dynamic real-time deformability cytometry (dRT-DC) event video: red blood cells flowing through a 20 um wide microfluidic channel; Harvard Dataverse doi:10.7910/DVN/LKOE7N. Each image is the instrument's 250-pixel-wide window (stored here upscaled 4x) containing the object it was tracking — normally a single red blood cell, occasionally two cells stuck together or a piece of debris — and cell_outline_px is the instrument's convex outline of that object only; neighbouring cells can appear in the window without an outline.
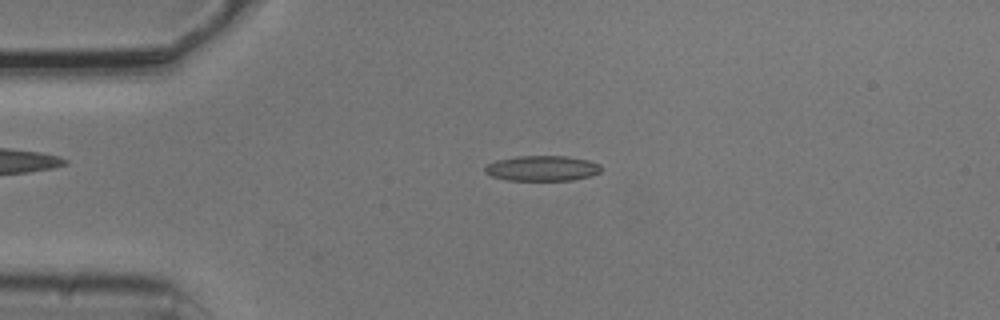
{"species": "common noctule bat (a hibernating species)", "species_latin": "Nyctalus noctula", "temperature_condition": "cold", "stored_images_in_passage": 4, "camera_frame_rate_fps": 3000, "um_per_image_px": 0.085, "animal": {"sex": "male", "body_mass_g": 20.5, "forearm_length_mm": 52.5}, "frame": {"image": 1, "passage_image": 2, "time_ms": 0.333, "image_size_px": [1000, 320], "cell_outline_px": [[600, 172], [592, 176], [572, 180], [508, 180], [492, 176], [484, 172], [484, 168], [488, 164], [496, 160], [516, 156], [564, 156], [588, 160], [600, 164]], "centroid_in_image_um": [46.08, 14.3], "position_along_channel_um": 38.9, "area_um2": 17.11}}
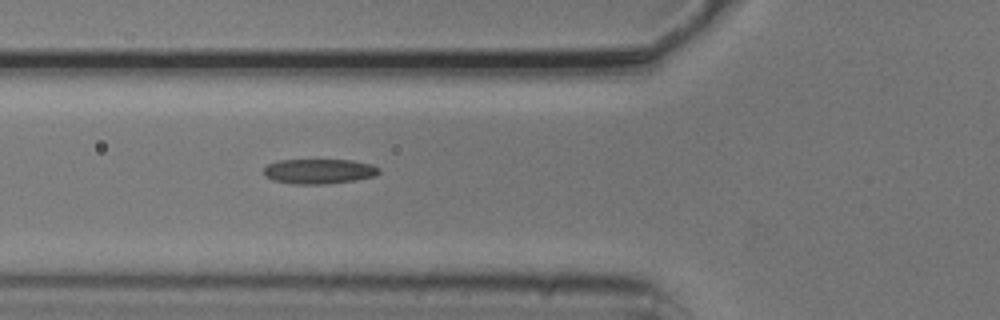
{"frame": {"image": 2, "passage_image": 4, "time_ms": 1.0, "image_size_px": [1000, 320], "cell_outline_px": [[380, 172], [376, 176], [356, 180], [328, 184], [296, 184], [272, 180], [264, 176], [264, 168], [268, 164], [280, 160], [352, 160], [372, 164], [380, 168]], "centroid_in_image_um": [27.14, 14.56], "position_along_channel_um": 98.7, "area_um2": 16.88}}